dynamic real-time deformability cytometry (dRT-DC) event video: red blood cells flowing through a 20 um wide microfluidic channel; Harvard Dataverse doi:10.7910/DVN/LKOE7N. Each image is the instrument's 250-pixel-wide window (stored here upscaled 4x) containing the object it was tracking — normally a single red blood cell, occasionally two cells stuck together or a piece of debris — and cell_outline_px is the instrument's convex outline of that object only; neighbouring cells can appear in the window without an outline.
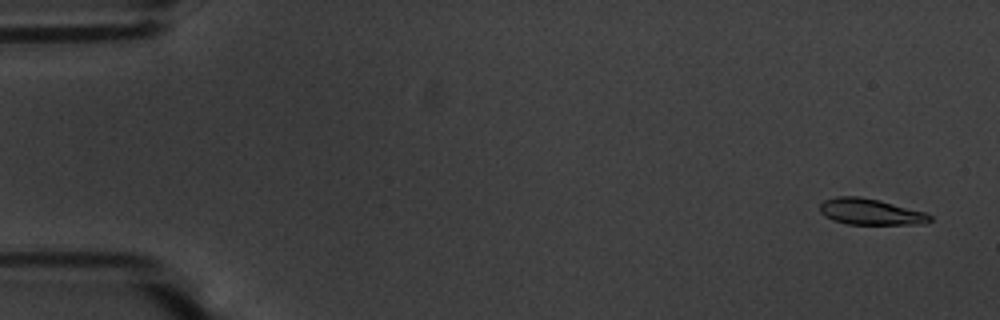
{"species": "common noctule bat (a hibernating species)", "species_latin": "Nyctalus noctula", "temperature_condition": "warm", "stored_images_in_passage": 57, "segment_of_instrument_passage": [1, 2], "camera_frame_rate_fps": 3000, "um_per_image_px": 0.085, "animal": {"sex": "male", "body_mass_g": 20.1, "forearm_length_mm": 53.5}, "frame": {"image": 1, "passage_image": 3, "time_ms": 0.667, "image_size_px": [1000, 320], "cell_outline_px": [[932, 220], [924, 224], [848, 224], [832, 220], [820, 212], [820, 204], [824, 200], [836, 196], [860, 196], [880, 200], [924, 212], [932, 216]], "centroid_in_image_um": [73.98, 17.99], "position_along_channel_um": 11.0, "area_um2": 16.76}}
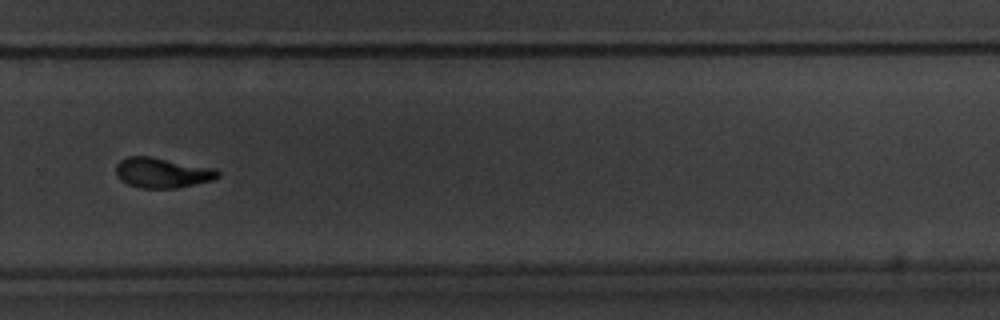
{"frame": {"image": 2, "passage_image": 39, "time_ms": 12.667, "image_size_px": [1000, 320], "cell_outline_px": [[220, 176], [212, 180], [176, 188], [140, 188], [128, 184], [120, 180], [116, 176], [116, 164], [120, 160], [128, 156], [152, 156], [216, 168], [220, 172]], "centroid_in_image_um": [13.79, 14.67], "position_along_channel_um": 316.0, "area_um2": 18.15}}
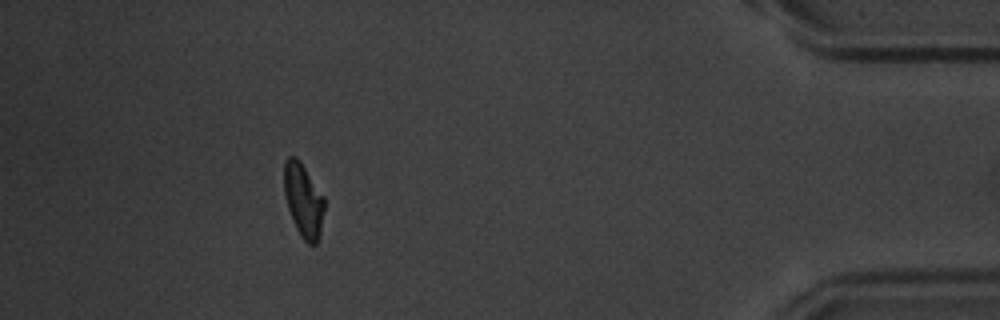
{"frame": {"image": 3, "passage_image": 51, "time_ms": 16.667, "image_size_px": [1000, 320], "cell_outline_px": [[324, 208], [320, 232], [316, 244], [308, 244], [300, 236], [292, 220], [288, 208], [284, 192], [284, 160], [288, 156], [296, 156], [300, 160], [324, 196]], "centroid_in_image_um": [25.78, 16.99], "position_along_channel_um": 409.4, "area_um2": 17.34}}